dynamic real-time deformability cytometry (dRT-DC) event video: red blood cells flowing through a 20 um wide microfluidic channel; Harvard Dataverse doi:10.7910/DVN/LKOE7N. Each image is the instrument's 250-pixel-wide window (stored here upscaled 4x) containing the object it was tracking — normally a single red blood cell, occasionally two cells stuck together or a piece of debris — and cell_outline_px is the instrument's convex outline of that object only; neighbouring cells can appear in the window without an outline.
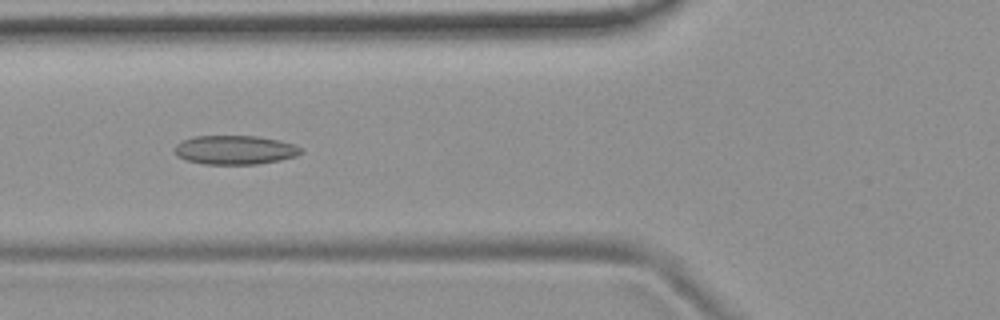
{"species": "common noctule bat (a hibernating species)", "species_latin": "Nyctalus noctula", "temperature_condition": "room temperature", "stored_images_in_passage": 53, "camera_frame_rate_fps": 3000, "um_per_image_px": 0.085, "animal": {"sex": "female", "body_mass_g": 19.9}, "frame": {"image": 1, "passage_image": 20, "time_ms": 6.333, "image_size_px": [1000, 320], "cell_outline_px": [[304, 152], [296, 156], [280, 160], [256, 164], [204, 164], [188, 160], [176, 156], [176, 144], [184, 140], [196, 136], [256, 136], [280, 140], [292, 144], [300, 148]], "centroid_in_image_um": [19.99, 12.74], "position_along_channel_um": 105.8, "area_um2": 21.15}}
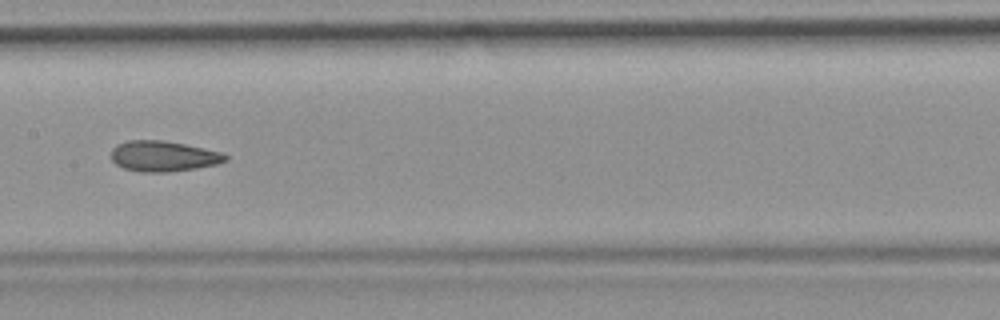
{"frame": {"image": 2, "passage_image": 27, "time_ms": 8.667, "image_size_px": [1000, 320], "cell_outline_px": [[228, 160], [216, 164], [196, 168], [168, 172], [140, 172], [124, 168], [116, 164], [112, 160], [112, 148], [116, 144], [128, 140], [164, 140], [224, 152], [228, 156]], "centroid_in_image_um": [13.89, 13.27], "position_along_channel_um": 193.5, "area_um2": 20.46}}
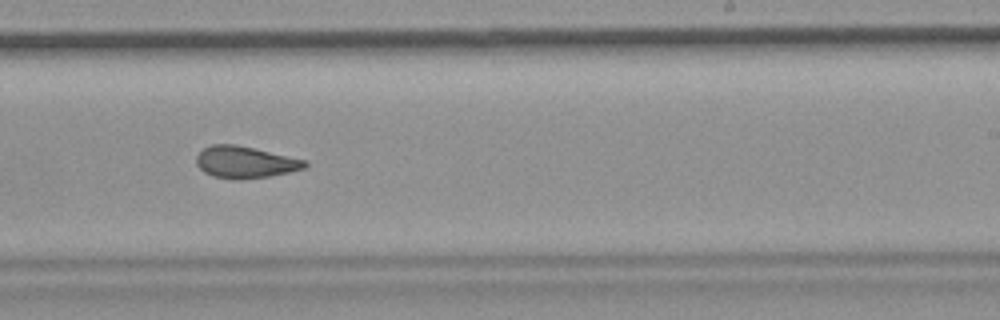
{"frame": {"image": 3, "passage_image": 33, "time_ms": 10.667, "image_size_px": [1000, 320], "cell_outline_px": [[308, 164], [304, 168], [288, 172], [268, 176], [240, 180], [232, 180], [212, 176], [204, 172], [196, 164], [196, 156], [204, 148], [212, 144], [236, 144], [308, 160]], "centroid_in_image_um": [20.82, 13.79], "position_along_channel_um": 268.2, "area_um2": 20.23}, "authors_computed_cell_mechanics": {"area_um2": 20.808, "velocity_mm_per_s": 3.7551, "shape_relaxation_time_tau1_ms": null, "shape_relaxation_time_tau2_ms": 2.3929, "deformation_change_tau1": null, "deformation_change_tau2": 0.0945}}